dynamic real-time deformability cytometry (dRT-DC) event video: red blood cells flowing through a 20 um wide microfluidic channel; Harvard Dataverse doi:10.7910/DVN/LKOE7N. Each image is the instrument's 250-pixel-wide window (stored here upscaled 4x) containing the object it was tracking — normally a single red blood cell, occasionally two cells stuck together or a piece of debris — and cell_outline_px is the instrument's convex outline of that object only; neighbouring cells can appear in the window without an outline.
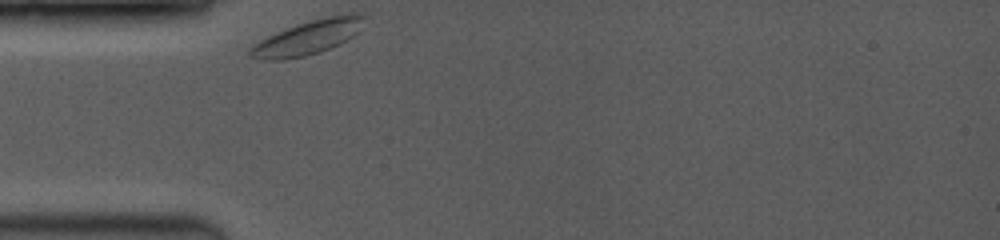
{"species": "common noctule bat (a hibernating species)", "species_latin": "Nyctalus noctula", "temperature_condition": "room temperature", "stored_images_in_passage": 16, "camera_frame_rate_fps": 3500, "um_per_image_px": 0.085, "animal": {"sex": "female", "body_mass_g": 19.0, "forearm_length_mm": 53.3}, "frame": {"image": 1, "passage_image": 1, "time_ms": 0.0, "image_size_px": [1000, 240], "cell_outline_px": [[364, 16], [356, 32], [348, 40], [332, 48], [320, 52], [304, 56], [284, 60], [264, 60], [248, 56], [248, 48], [260, 40], [276, 32], [296, 24], [308, 20], [324, 16], [348, 12], [364, 12]], "centroid_in_image_um": [26.15, 3.17], "position_along_channel_um": 58.8, "area_um2": 23.06}}
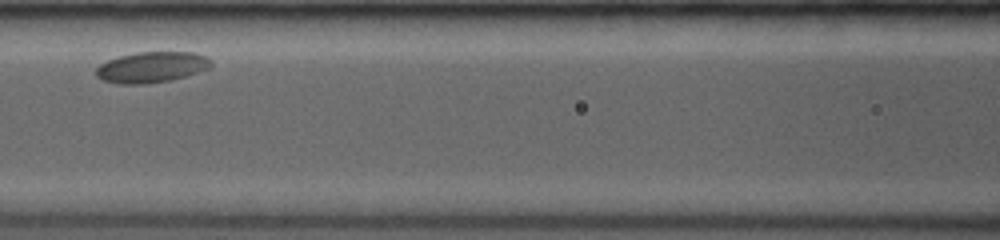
{"frame": {"image": 2, "passage_image": 8, "time_ms": 2.857, "image_size_px": [1000, 240], "cell_outline_px": [[212, 64], [208, 68], [184, 76], [168, 80], [144, 84], [120, 84], [104, 80], [96, 76], [96, 68], [100, 64], [108, 60], [120, 56], [136, 52], [196, 52], [212, 60]], "centroid_in_image_um": [12.87, 5.7], "position_along_channel_um": 153.7, "area_um2": 20.4}}
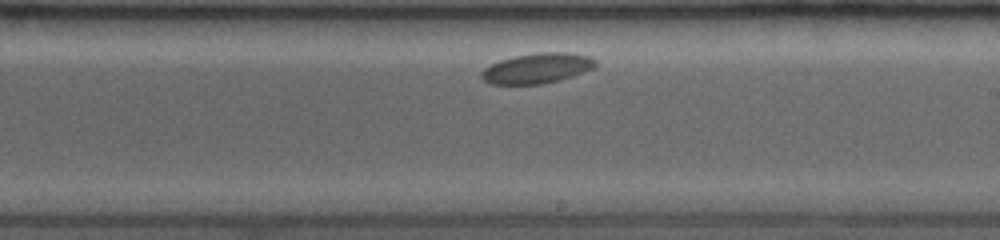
{"frame": {"image": 3, "passage_image": 14, "time_ms": 5.429, "image_size_px": [1000, 240], "cell_outline_px": [[596, 68], [560, 80], [540, 84], [488, 84], [480, 76], [480, 72], [484, 68], [500, 60], [512, 56], [536, 52], [568, 52], [588, 56], [596, 60]], "centroid_in_image_um": [45.65, 5.79], "position_along_channel_um": 243.3, "area_um2": 20.29}}